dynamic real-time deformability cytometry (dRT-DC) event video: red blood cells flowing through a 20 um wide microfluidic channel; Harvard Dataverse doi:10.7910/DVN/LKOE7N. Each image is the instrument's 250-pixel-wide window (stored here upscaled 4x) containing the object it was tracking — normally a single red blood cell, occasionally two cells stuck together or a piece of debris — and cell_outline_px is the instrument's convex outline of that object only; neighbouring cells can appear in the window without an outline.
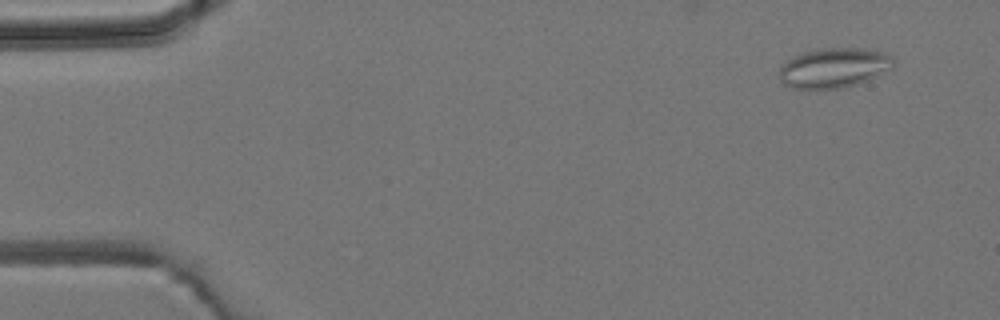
{"species": "common noctule bat (a hibernating species)", "species_latin": "Nyctalus noctula", "temperature_condition": "room temperature", "stored_images_in_passage": 4, "camera_frame_rate_fps": 3000, "um_per_image_px": 0.085, "animal": {"sex": "male", "body_mass_g": 19.2, "forearm_length_mm": 51.8}, "frame": {"image": 1, "passage_image": 1, "time_ms": 0.0, "image_size_px": [1000, 320], "cell_outline_px": [[896, 60], [892, 68], [868, 80], [856, 84], [840, 88], [792, 88], [784, 84], [780, 80], [780, 68], [792, 56], [804, 52], [820, 48], [856, 48], [884, 52], [892, 56]], "centroid_in_image_um": [70.9, 5.75], "position_along_channel_um": 14.1, "area_um2": 26.36}}